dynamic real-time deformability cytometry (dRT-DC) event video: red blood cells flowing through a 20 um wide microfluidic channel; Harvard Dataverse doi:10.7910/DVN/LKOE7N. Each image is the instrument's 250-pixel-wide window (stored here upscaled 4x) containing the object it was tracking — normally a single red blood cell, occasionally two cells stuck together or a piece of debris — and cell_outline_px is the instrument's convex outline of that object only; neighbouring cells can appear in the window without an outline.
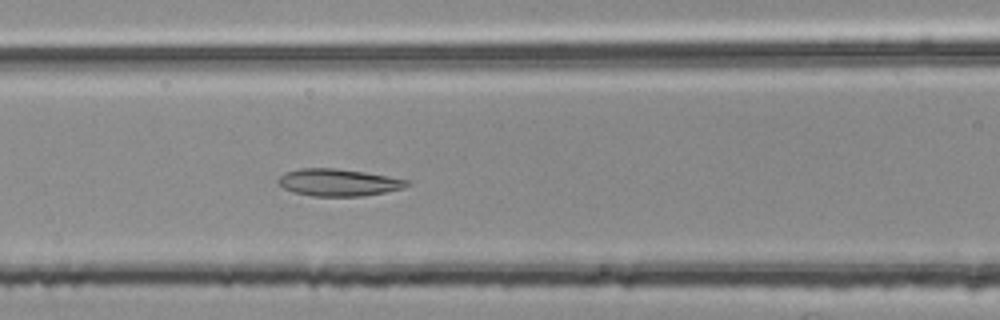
{"species": "common noctule bat (a hibernating species)", "species_latin": "Nyctalus noctula", "temperature_condition": "room temperature", "stored_images_in_passage": 51, "camera_frame_rate_fps": 3000, "um_per_image_px": 0.085, "animal": {"sex": "female", "body_mass_g": 25.1}, "frame": {"image": 1, "passage_image": 22, "time_ms": 7.0, "image_size_px": [1000, 320], "cell_outline_px": [[412, 184], [404, 188], [384, 192], [360, 196], [312, 196], [292, 192], [284, 188], [276, 180], [284, 172], [300, 168], [332, 168], [388, 176], [408, 180]], "centroid_in_image_um": [28.74, 15.51], "position_along_channel_um": 137.9, "area_um2": 20.23}}
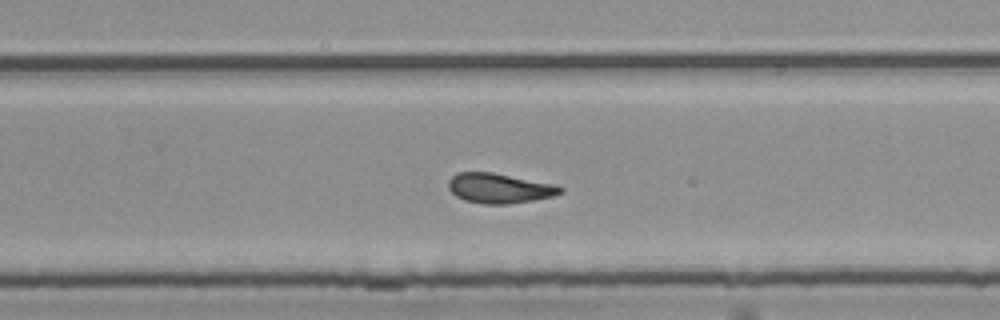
{"frame": {"image": 2, "passage_image": 34, "time_ms": 11.0, "image_size_px": [1000, 320], "cell_outline_px": [[564, 192], [552, 196], [532, 200], [508, 204], [484, 204], [464, 200], [456, 196], [448, 188], [448, 180], [456, 172], [492, 172], [556, 184], [564, 188]], "centroid_in_image_um": [42.44, 15.99], "position_along_channel_um": 287.4, "area_um2": 19.59}}
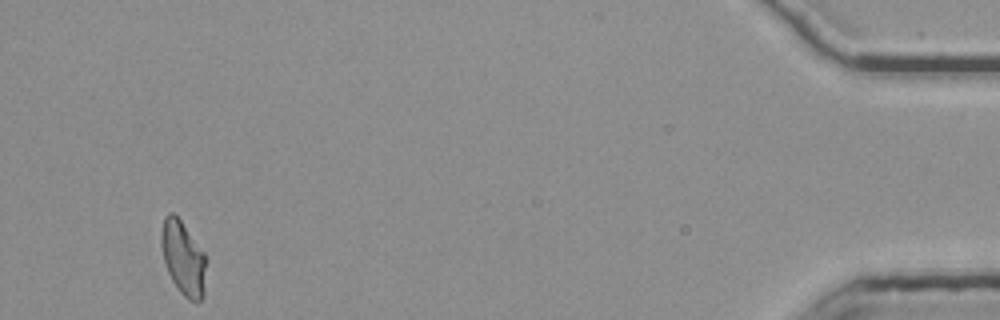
{"frame": {"image": 3, "passage_image": 51, "time_ms": 16.667, "image_size_px": [1000, 320], "cell_outline_px": [[204, 296], [200, 300], [188, 300], [176, 288], [168, 272], [164, 260], [160, 244], [160, 232], [164, 216], [168, 212], [172, 212], [180, 220], [204, 252]], "centroid_in_image_um": [15.52, 21.92], "position_along_channel_um": 419.7, "area_um2": 19.07}, "authors_computed_cell_mechanics": {"area_um2": 20.1722, "velocity_mm_per_s": 3.743, "shape_relaxation_time_tau1_ms": null, "shape_relaxation_time_tau2_ms": 2.254, "deformation_change_tau1": null, "deformation_change_tau2": 0.1023}}